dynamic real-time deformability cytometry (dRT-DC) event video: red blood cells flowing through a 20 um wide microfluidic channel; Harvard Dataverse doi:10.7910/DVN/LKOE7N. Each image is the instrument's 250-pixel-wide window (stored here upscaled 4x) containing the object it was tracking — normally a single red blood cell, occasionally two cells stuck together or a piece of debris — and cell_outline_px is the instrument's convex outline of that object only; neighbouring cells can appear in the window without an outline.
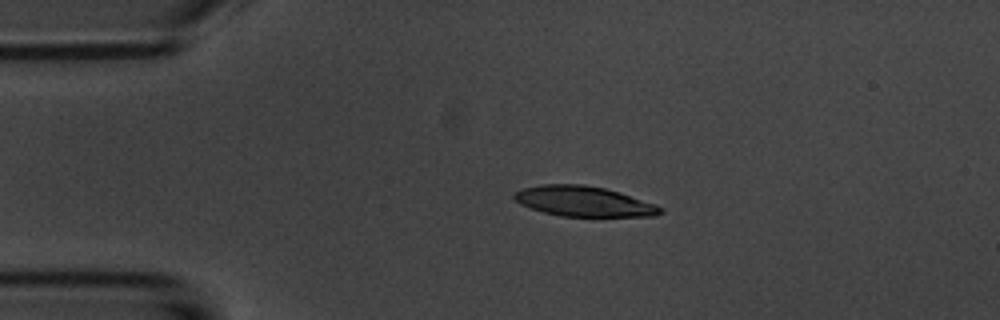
{"species": "common noctule bat (a hibernating species)", "species_latin": "Nyctalus noctula", "temperature_condition": "room temperature", "stored_images_in_passage": 4, "camera_frame_rate_fps": 3000, "um_per_image_px": 0.085, "animal": {"sex": "male", "body_mass_g": 20.1, "forearm_length_mm": 53.5}, "frame": {"image": 1, "passage_image": 3, "time_ms": 2.333, "image_size_px": [1000, 320], "cell_outline_px": [[664, 212], [656, 216], [560, 216], [544, 212], [520, 204], [512, 196], [516, 192], [524, 188], [540, 184], [584, 184], [604, 188], [620, 192], [656, 204], [664, 208]], "centroid_in_image_um": [49.66, 17.11], "position_along_channel_um": 35.3, "area_um2": 25.72}}